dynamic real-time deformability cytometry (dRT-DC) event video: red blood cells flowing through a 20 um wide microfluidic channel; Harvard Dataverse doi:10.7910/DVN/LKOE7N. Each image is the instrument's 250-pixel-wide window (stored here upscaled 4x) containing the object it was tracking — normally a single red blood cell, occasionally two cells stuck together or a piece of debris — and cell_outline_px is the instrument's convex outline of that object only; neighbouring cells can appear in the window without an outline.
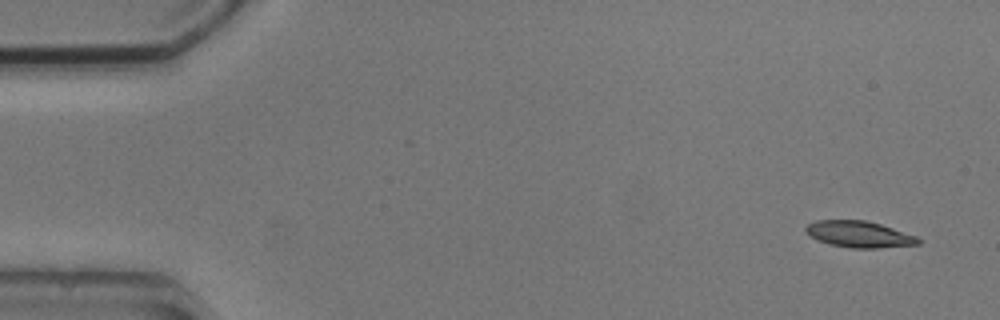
{"species": "common noctule bat (a hibernating species)", "species_latin": "Nyctalus noctula", "temperature_condition": "cold", "stored_images_in_passage": 6, "camera_frame_rate_fps": 3000, "um_per_image_px": 0.085, "animal": {"sex": "male", "body_mass_g": 20.5, "forearm_length_mm": 52.5}, "frame": {"image": 1, "passage_image": 1, "time_ms": 0.0, "image_size_px": [1000, 320], "cell_outline_px": [[920, 244], [876, 248], [852, 248], [832, 244], [820, 240], [812, 236], [804, 228], [808, 224], [816, 220], [864, 220], [880, 224], [916, 236], [920, 240]], "centroid_in_image_um": [73.05, 19.9], "position_along_channel_um": 12.0, "area_um2": 16.88}}
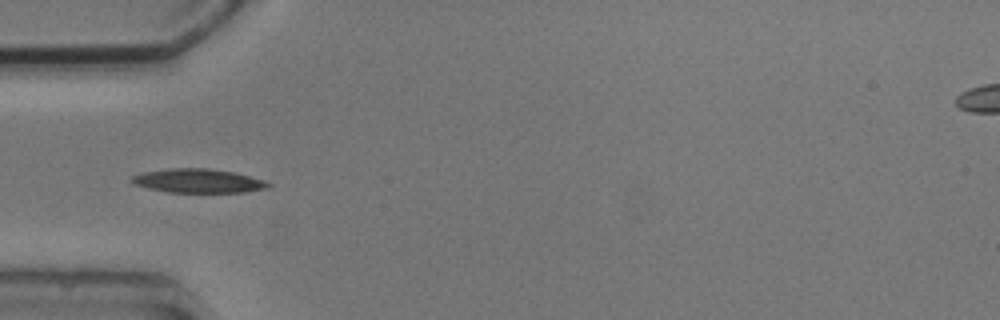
{"frame": {"image": 2, "passage_image": 5, "time_ms": 4.667, "image_size_px": [1000, 320], "cell_outline_px": [[272, 184], [268, 188], [244, 192], [168, 192], [148, 188], [132, 184], [128, 180], [132, 176], [144, 172], [168, 168], [208, 168], [236, 172], [264, 180]], "centroid_in_image_um": [16.83, 15.36], "position_along_channel_um": 68.2, "area_um2": 19.19}}